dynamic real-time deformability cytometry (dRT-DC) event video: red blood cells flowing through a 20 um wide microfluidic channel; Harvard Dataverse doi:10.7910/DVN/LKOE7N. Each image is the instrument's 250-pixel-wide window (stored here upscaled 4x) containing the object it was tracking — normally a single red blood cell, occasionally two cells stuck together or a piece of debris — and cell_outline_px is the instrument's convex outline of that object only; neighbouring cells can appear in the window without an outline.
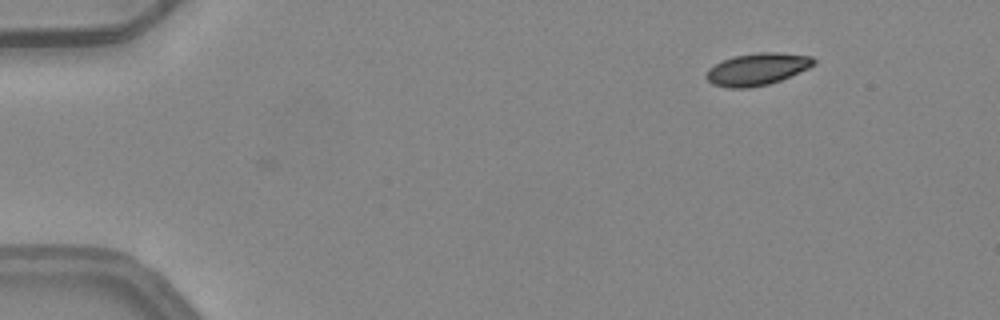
{"species": "common noctule bat (a hibernating species)", "species_latin": "Nyctalus noctula", "temperature_condition": "warm", "stored_images_in_passage": 2, "camera_frame_rate_fps": 3000, "um_per_image_px": 0.085, "animal": {"sex": "female", "body_mass_g": 24.6, "forearm_length_mm": 56.2}, "frame": {"image": 1, "passage_image": 2, "time_ms": 0.333, "image_size_px": [1000, 320], "cell_outline_px": [[816, 64], [808, 68], [780, 80], [768, 84], [748, 88], [728, 88], [712, 84], [704, 76], [708, 68], [732, 56], [756, 52], [776, 52], [812, 56], [816, 60]], "centroid_in_image_um": [64.35, 5.87], "position_along_channel_um": 20.7, "area_um2": 20.17}}